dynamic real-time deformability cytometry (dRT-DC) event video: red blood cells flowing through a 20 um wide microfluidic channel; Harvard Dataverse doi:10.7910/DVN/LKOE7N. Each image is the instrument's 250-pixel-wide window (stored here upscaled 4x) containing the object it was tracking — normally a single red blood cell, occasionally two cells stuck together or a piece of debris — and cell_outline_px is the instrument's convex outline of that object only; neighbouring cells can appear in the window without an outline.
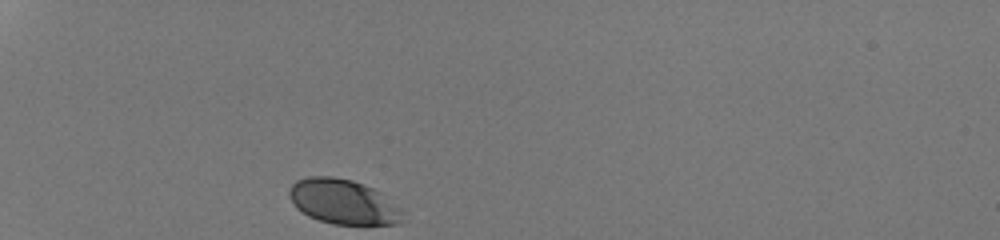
{"species": "human", "species_latin": "Homo sapiens", "temperature_condition": "room temperature", "stored_images_in_passage": 29, "camera_frame_rate_fps": 3000, "um_per_image_px": 0.085, "donor": {"sex": "male"}, "frame": {"image": 1, "passage_image": 1, "time_ms": 0.0, "image_size_px": [1000, 240], "cell_outline_px": [[400, 224], [332, 224], [308, 216], [296, 208], [288, 192], [292, 184], [296, 180], [308, 176], [332, 176], [352, 180], [364, 184], [380, 192], [400, 208]], "centroid_in_image_um": [29.12, 17.13], "position_along_channel_um": 55.9, "area_um2": 29.36}}
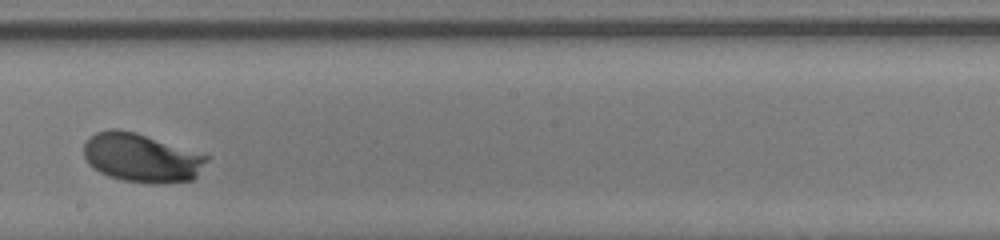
{"frame": {"image": 2, "passage_image": 17, "time_ms": 5.333, "image_size_px": [1000, 240], "cell_outline_px": [[208, 160], [196, 176], [192, 180], [160, 184], [156, 184], [124, 180], [108, 176], [92, 168], [88, 164], [84, 156], [84, 144], [88, 136], [96, 132], [108, 128], [116, 128], [136, 132], [208, 156]], "centroid_in_image_um": [11.97, 13.4], "position_along_channel_um": 236.2, "area_um2": 34.91}}
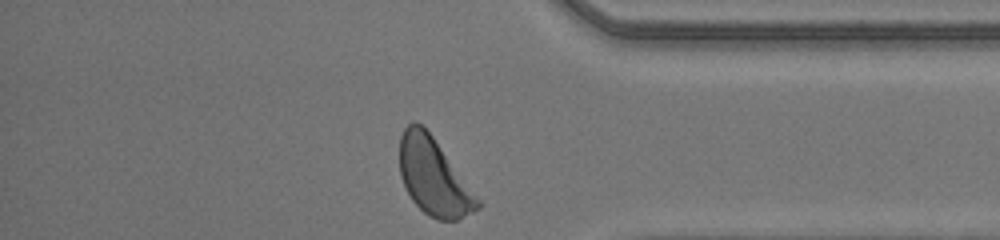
{"frame": {"image": 3, "passage_image": 29, "time_ms": 9.333, "image_size_px": [1000, 240], "cell_outline_px": [[480, 208], [456, 220], [436, 220], [428, 216], [412, 200], [400, 176], [400, 136], [404, 128], [408, 124], [420, 124], [432, 136], [480, 200]], "centroid_in_image_um": [36.85, 15.06], "position_along_channel_um": 398.4, "area_um2": 34.1}, "authors_computed_cell_mechanics": {"area_um2": 33.1194, "velocity_mm_per_s": 4.2205, "shape_relaxation_time_tau1_ms": 0.8434, "shape_relaxation_time_tau2_ms": null, "deformation_change_tau1": 0.0956, "deformation_change_tau2": null}}